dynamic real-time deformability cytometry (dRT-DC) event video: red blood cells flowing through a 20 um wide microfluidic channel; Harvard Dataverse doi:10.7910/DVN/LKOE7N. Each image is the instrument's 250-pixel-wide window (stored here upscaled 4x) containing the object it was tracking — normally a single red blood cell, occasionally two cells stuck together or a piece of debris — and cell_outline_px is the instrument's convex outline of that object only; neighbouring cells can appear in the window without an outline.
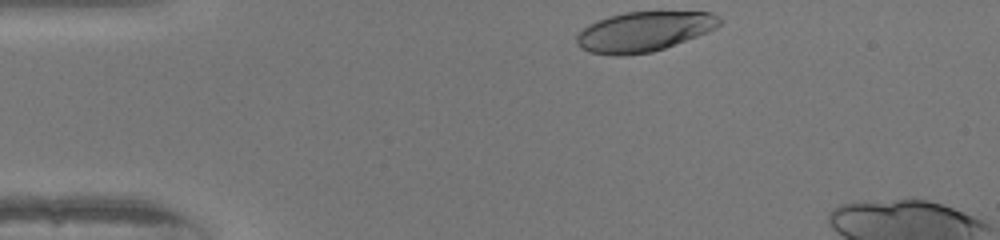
{"species": "human", "species_latin": "Homo sapiens", "temperature_condition": "warm", "stored_images_in_passage": 33, "camera_frame_rate_fps": 3000, "um_per_image_px": 0.085, "donor": {"sex": "female"}, "frame": {"image": 1, "passage_image": 1, "time_ms": 0.0, "image_size_px": [1000, 240], "cell_outline_px": [[720, 24], [716, 28], [708, 32], [664, 48], [652, 52], [624, 56], [612, 56], [588, 52], [580, 48], [576, 44], [576, 36], [588, 24], [596, 20], [608, 16], [624, 12], [712, 12], [720, 16]], "centroid_in_image_um": [54.7, 2.69], "position_along_channel_um": 30.3, "area_um2": 33.41}}
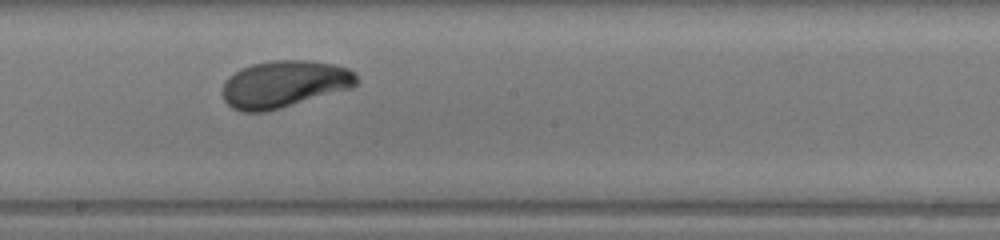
{"frame": {"image": 2, "passage_image": 20, "time_ms": 6.333, "image_size_px": [1000, 240], "cell_outline_px": [[360, 80], [352, 88], [280, 108], [264, 112], [240, 112], [232, 108], [224, 100], [220, 92], [228, 76], [240, 68], [252, 64], [272, 60], [304, 60], [336, 64], [348, 68], [356, 72]], "centroid_in_image_um": [24.16, 7.14], "position_along_channel_um": 224.0, "area_um2": 37.17}}
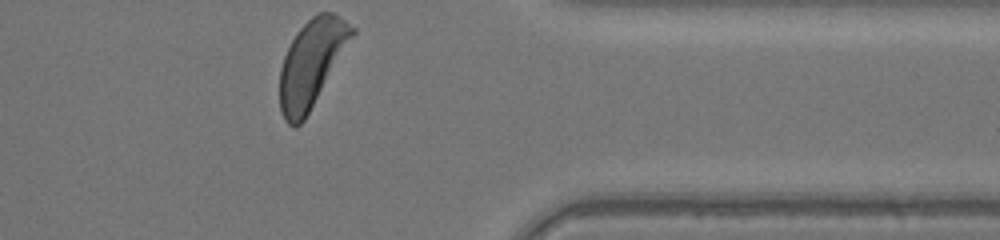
{"frame": {"image": 3, "passage_image": 33, "time_ms": 10.667, "image_size_px": [1000, 240], "cell_outline_px": [[356, 32], [304, 120], [296, 128], [292, 128], [284, 120], [280, 112], [280, 68], [284, 56], [296, 32], [312, 16], [320, 12], [332, 12], [356, 28]], "centroid_in_image_um": [26.46, 5.4], "position_along_channel_um": 384.9, "area_um2": 36.24}, "authors_computed_cell_mechanics": {"area_um2": 35.7782, "velocity_mm_per_s": 4.0354, "shape_relaxation_time_tau1_ms": 3.6435, "shape_relaxation_time_tau2_ms": null, "deformation_change_tau1": 0.1827, "deformation_change_tau2": null}}